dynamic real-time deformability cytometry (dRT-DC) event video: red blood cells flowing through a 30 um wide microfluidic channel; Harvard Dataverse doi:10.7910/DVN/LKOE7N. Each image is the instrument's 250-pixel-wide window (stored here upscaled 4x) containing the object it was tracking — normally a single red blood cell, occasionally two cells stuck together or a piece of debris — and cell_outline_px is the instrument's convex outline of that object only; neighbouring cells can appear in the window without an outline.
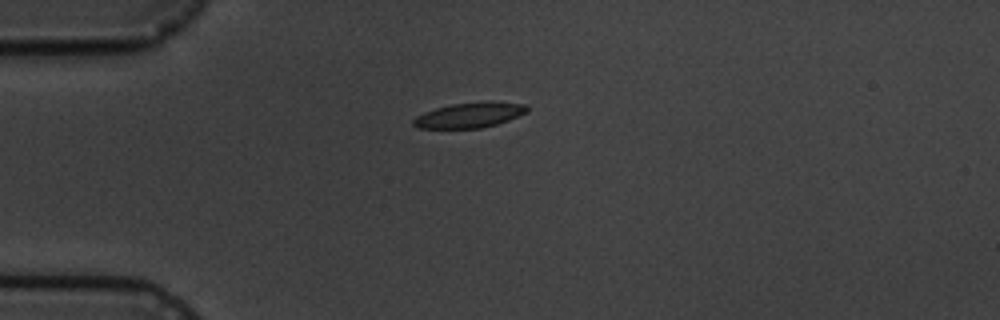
{"species": "common noctule bat (a hibernating species)", "species_latin": "Nyctalus noctula", "temperature_condition": "cold", "stored_images_in_passage": 10, "camera_frame_rate_fps": 3000, "um_per_image_px": 0.085, "animal": {"sex": "male", "body_mass_g": 19.5, "forearm_length_mm": 54.6}, "frame": {"image": 1, "passage_image": 1, "time_ms": 0.0, "image_size_px": [1000, 320], "cell_outline_px": [[528, 112], [508, 120], [496, 124], [480, 128], [416, 128], [412, 124], [412, 120], [416, 116], [424, 112], [436, 108], [452, 104], [480, 100], [492, 100], [524, 104], [528, 108]], "centroid_in_image_um": [39.92, 9.76], "position_along_channel_um": 45.1, "area_um2": 16.99}}
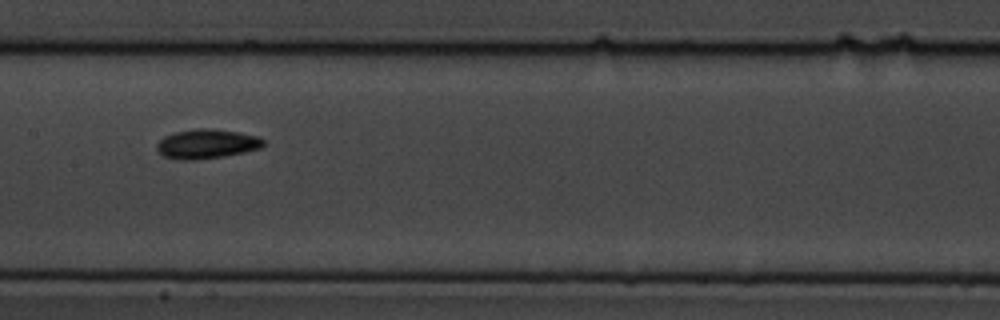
{"frame": {"image": 2, "passage_image": 5, "time_ms": 4.667, "image_size_px": [1000, 320], "cell_outline_px": [[264, 144], [260, 148], [244, 152], [224, 156], [196, 160], [176, 160], [164, 156], [156, 148], [156, 144], [164, 136], [176, 132], [196, 128], [208, 128], [240, 132], [256, 136], [264, 140]], "centroid_in_image_um": [17.55, 12.23], "position_along_channel_um": 189.8, "area_um2": 18.26}}
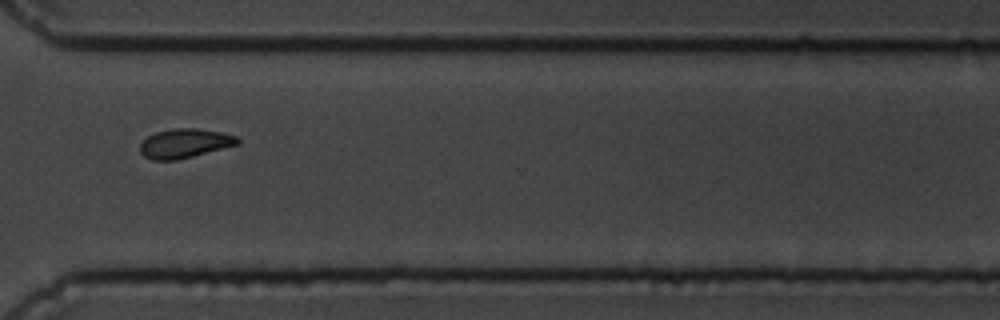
{"frame": {"image": 3, "passage_image": 9, "time_ms": 9.333, "image_size_px": [1000, 320], "cell_outline_px": [[240, 144], [176, 160], [152, 160], [144, 156], [140, 152], [140, 144], [148, 136], [156, 132], [172, 128], [196, 128], [220, 132], [236, 136], [240, 140]], "centroid_in_image_um": [15.69, 12.18], "position_along_channel_um": 354.9, "area_um2": 16.53}, "authors_computed_cell_mechanics": {"area_um2": 16.762, "velocity_mm_per_s": 3.5446, "shape_relaxation_time_tau1_ms": 2.754, "shape_relaxation_time_tau2_ms": 4.4156, "deformation_change_tau1": 0.0937, "deformation_change_tau2": 0.0647}}